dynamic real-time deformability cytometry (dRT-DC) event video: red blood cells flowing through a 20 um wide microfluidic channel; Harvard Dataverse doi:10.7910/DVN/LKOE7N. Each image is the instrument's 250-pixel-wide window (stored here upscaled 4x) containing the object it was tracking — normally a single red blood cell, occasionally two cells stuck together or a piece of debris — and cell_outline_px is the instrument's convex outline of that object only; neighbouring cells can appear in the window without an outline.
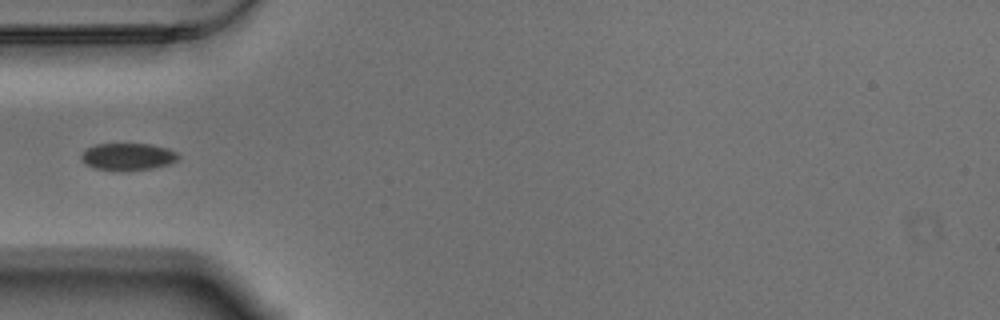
{"species": "Egyptian fruit bat (a non-hibernating species)", "species_latin": "Rousettus aegyptiacus", "temperature_condition": "warm", "stored_images_in_passage": 22, "camera_frame_rate_fps": 3000, "um_per_image_px": 0.085, "animal": {"sex": "male"}, "frame": {"image": 1, "passage_image": 1, "time_ms": 0.0, "image_size_px": [1000, 320], "cell_outline_px": [[180, 156], [176, 160], [168, 164], [152, 168], [92, 168], [80, 156], [88, 148], [96, 144], [152, 144], [168, 148], [176, 152]], "centroid_in_image_um": [10.92, 13.26], "position_along_channel_um": 74.1, "area_um2": 14.51}}
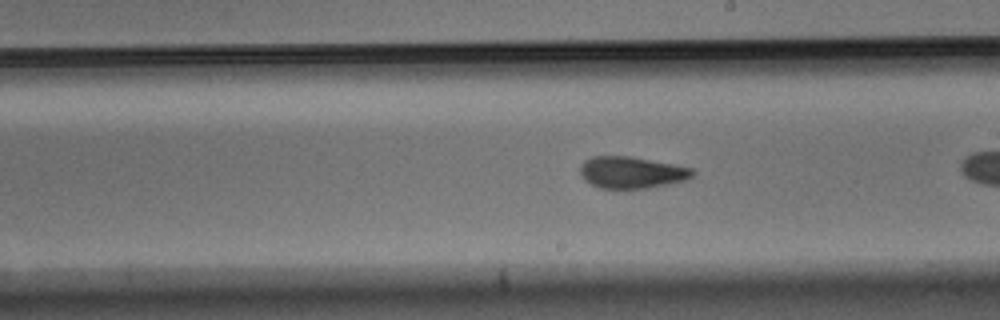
{"frame": {"image": 2, "passage_image": 10, "time_ms": 3.0, "image_size_px": [1000, 320], "cell_outline_px": [[696, 172], [692, 176], [684, 180], [668, 184], [648, 188], [600, 188], [584, 180], [580, 176], [580, 164], [584, 160], [592, 156], [628, 156], [676, 164], [692, 168]], "centroid_in_image_um": [53.67, 14.65], "position_along_channel_um": 235.3, "area_um2": 20.87}}
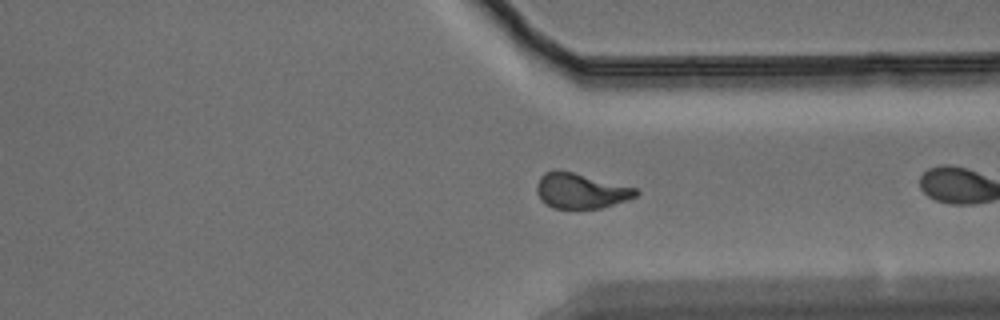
{"frame": {"image": 3, "passage_image": 21, "time_ms": 6.667, "image_size_px": [1000, 320], "cell_outline_px": [[640, 192], [636, 196], [600, 208], [552, 208], [544, 204], [540, 200], [536, 192], [536, 184], [540, 176], [544, 172], [556, 168], [636, 188]], "centroid_in_image_um": [49.27, 16.2], "position_along_channel_um": 362.1, "area_um2": 20.35}}